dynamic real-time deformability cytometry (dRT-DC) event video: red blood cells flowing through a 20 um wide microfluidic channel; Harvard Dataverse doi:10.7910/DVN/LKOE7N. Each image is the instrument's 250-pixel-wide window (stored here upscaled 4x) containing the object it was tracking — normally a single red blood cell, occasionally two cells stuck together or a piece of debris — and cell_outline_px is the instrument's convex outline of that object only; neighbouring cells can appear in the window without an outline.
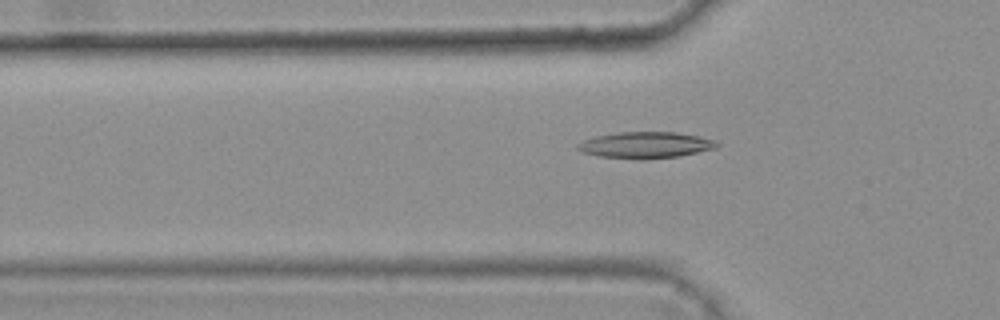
{"species": "common noctule bat (a hibernating species)", "species_latin": "Nyctalus noctula", "temperature_condition": "warm", "stored_images_in_passage": 27, "camera_frame_rate_fps": 3000, "um_per_image_px": 0.085, "animal": {"sex": "female", "body_mass_g": 25.1}, "frame": {"image": 1, "passage_image": 3, "time_ms": 0.667, "image_size_px": [1000, 320], "cell_outline_px": [[720, 144], [716, 148], [680, 156], [640, 160], [600, 156], [584, 152], [576, 148], [576, 144], [584, 140], [596, 136], [620, 132], [676, 132], [700, 136], [712, 140]], "centroid_in_image_um": [54.88, 12.33], "position_along_channel_um": 70.9, "area_um2": 21.33}}
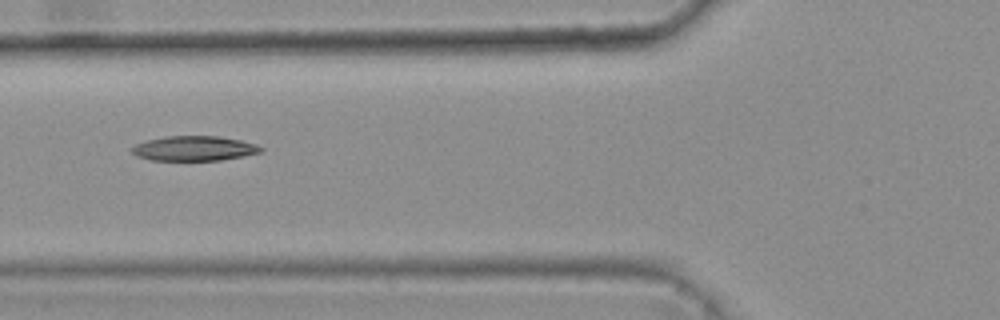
{"frame": {"image": 2, "passage_image": 6, "time_ms": 1.667, "image_size_px": [1000, 320], "cell_outline_px": [[264, 148], [260, 152], [244, 156], [220, 160], [152, 160], [136, 156], [132, 152], [132, 148], [136, 144], [144, 140], [164, 136], [220, 136], [240, 140], [256, 144]], "centroid_in_image_um": [16.49, 12.61], "position_along_channel_um": 109.3, "area_um2": 18.67}}
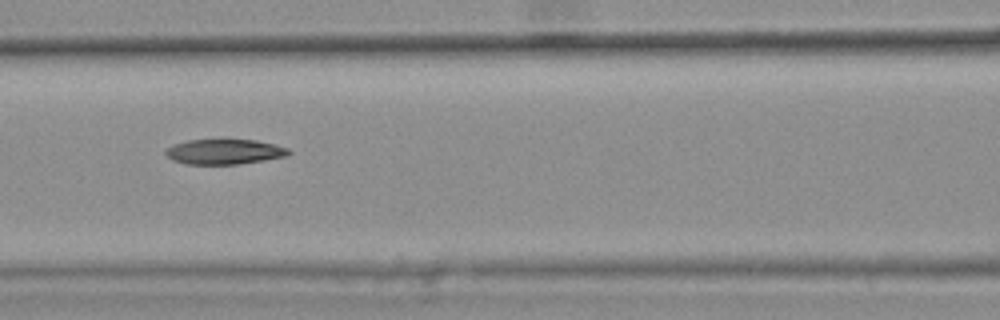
{"frame": {"image": 3, "passage_image": 9, "time_ms": 2.667, "image_size_px": [1000, 320], "cell_outline_px": [[292, 152], [284, 156], [264, 160], [236, 164], [184, 164], [172, 160], [164, 152], [172, 144], [188, 140], [224, 136], [256, 140], [276, 144], [288, 148]], "centroid_in_image_um": [19.05, 12.84], "position_along_channel_um": 147.5, "area_um2": 18.9}}